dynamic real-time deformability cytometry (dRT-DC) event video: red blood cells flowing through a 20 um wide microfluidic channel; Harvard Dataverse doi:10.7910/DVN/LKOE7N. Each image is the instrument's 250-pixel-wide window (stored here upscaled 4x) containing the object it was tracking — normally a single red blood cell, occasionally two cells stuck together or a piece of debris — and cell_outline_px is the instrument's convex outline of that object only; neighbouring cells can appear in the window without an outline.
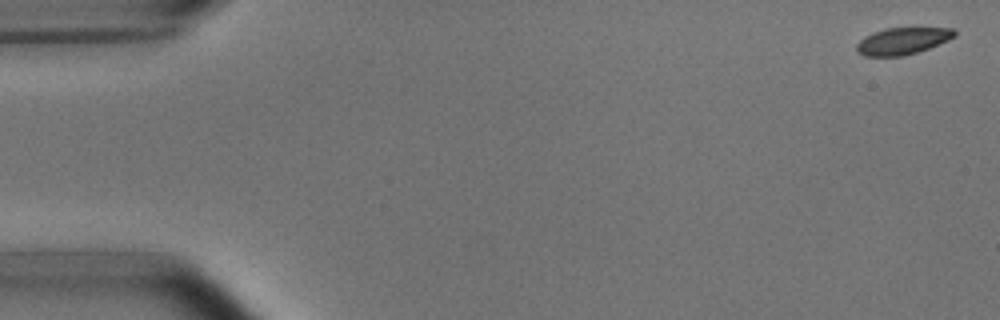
{"species": "common noctule bat (a hibernating species)", "species_latin": "Nyctalus noctula", "temperature_condition": "room temperature", "stored_images_in_passage": 5, "camera_frame_rate_fps": 3000, "um_per_image_px": 0.085, "animal": {"sex": "male", "body_mass_g": 15.6}, "frame": {"image": 1, "passage_image": 1, "time_ms": 0.0, "image_size_px": [1000, 320], "cell_outline_px": [[956, 36], [948, 40], [928, 48], [904, 56], [864, 56], [856, 52], [856, 44], [864, 36], [872, 32], [884, 28], [956, 28]], "centroid_in_image_um": [76.69, 3.48], "position_along_channel_um": 8.3, "area_um2": 15.43}}
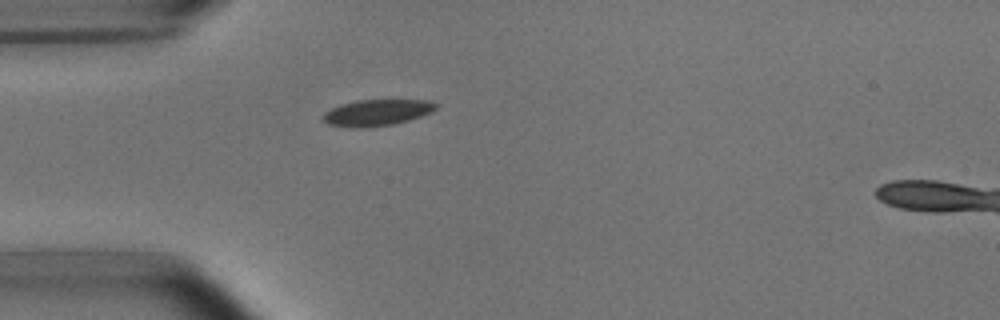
{"frame": {"image": 2, "passage_image": 5, "time_ms": 4.667, "image_size_px": [1000, 320], "cell_outline_px": [[436, 108], [432, 112], [408, 120], [392, 124], [360, 128], [352, 128], [328, 124], [324, 120], [324, 112], [340, 104], [356, 100], [428, 100], [436, 104]], "centroid_in_image_um": [32.02, 9.57], "position_along_channel_um": 53.0, "area_um2": 17.11}}